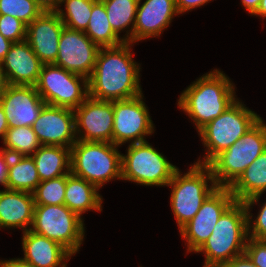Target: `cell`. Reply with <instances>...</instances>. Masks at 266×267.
<instances>
[{
  "mask_svg": "<svg viewBox=\"0 0 266 267\" xmlns=\"http://www.w3.org/2000/svg\"><path fill=\"white\" fill-rule=\"evenodd\" d=\"M235 201L229 187H217L206 198L195 216L179 230L187 253H196L203 246L221 215Z\"/></svg>",
  "mask_w": 266,
  "mask_h": 267,
  "instance_id": "7c38bea8",
  "label": "cell"
},
{
  "mask_svg": "<svg viewBox=\"0 0 266 267\" xmlns=\"http://www.w3.org/2000/svg\"><path fill=\"white\" fill-rule=\"evenodd\" d=\"M64 27L55 11L42 12L27 26L26 41L43 64L56 61L59 38Z\"/></svg>",
  "mask_w": 266,
  "mask_h": 267,
  "instance_id": "e0dca14e",
  "label": "cell"
},
{
  "mask_svg": "<svg viewBox=\"0 0 266 267\" xmlns=\"http://www.w3.org/2000/svg\"><path fill=\"white\" fill-rule=\"evenodd\" d=\"M209 183V184H208ZM171 188V211L180 230L218 187L208 165L193 163L184 174L178 168L167 184Z\"/></svg>",
  "mask_w": 266,
  "mask_h": 267,
  "instance_id": "277c9868",
  "label": "cell"
},
{
  "mask_svg": "<svg viewBox=\"0 0 266 267\" xmlns=\"http://www.w3.org/2000/svg\"><path fill=\"white\" fill-rule=\"evenodd\" d=\"M0 267H35L33 264L22 258H12L9 260H0Z\"/></svg>",
  "mask_w": 266,
  "mask_h": 267,
  "instance_id": "74e56055",
  "label": "cell"
},
{
  "mask_svg": "<svg viewBox=\"0 0 266 267\" xmlns=\"http://www.w3.org/2000/svg\"><path fill=\"white\" fill-rule=\"evenodd\" d=\"M179 15L175 0H139L135 25L133 28V44L148 38L159 37Z\"/></svg>",
  "mask_w": 266,
  "mask_h": 267,
  "instance_id": "ac0fdd59",
  "label": "cell"
},
{
  "mask_svg": "<svg viewBox=\"0 0 266 267\" xmlns=\"http://www.w3.org/2000/svg\"><path fill=\"white\" fill-rule=\"evenodd\" d=\"M235 87L223 71L213 69L182 91L177 106L191 118L198 133L238 99Z\"/></svg>",
  "mask_w": 266,
  "mask_h": 267,
  "instance_id": "7a4b0ae2",
  "label": "cell"
},
{
  "mask_svg": "<svg viewBox=\"0 0 266 267\" xmlns=\"http://www.w3.org/2000/svg\"><path fill=\"white\" fill-rule=\"evenodd\" d=\"M2 142L5 147L0 150L11 156H31L41 146L30 126L9 128Z\"/></svg>",
  "mask_w": 266,
  "mask_h": 267,
  "instance_id": "83f0119b",
  "label": "cell"
},
{
  "mask_svg": "<svg viewBox=\"0 0 266 267\" xmlns=\"http://www.w3.org/2000/svg\"><path fill=\"white\" fill-rule=\"evenodd\" d=\"M244 253L257 267H266V241L248 237Z\"/></svg>",
  "mask_w": 266,
  "mask_h": 267,
  "instance_id": "836d02e7",
  "label": "cell"
},
{
  "mask_svg": "<svg viewBox=\"0 0 266 267\" xmlns=\"http://www.w3.org/2000/svg\"><path fill=\"white\" fill-rule=\"evenodd\" d=\"M8 85H9V83L7 81L5 72L3 70L2 63L0 62V97L6 91Z\"/></svg>",
  "mask_w": 266,
  "mask_h": 267,
  "instance_id": "7bdbcfd3",
  "label": "cell"
},
{
  "mask_svg": "<svg viewBox=\"0 0 266 267\" xmlns=\"http://www.w3.org/2000/svg\"><path fill=\"white\" fill-rule=\"evenodd\" d=\"M27 26L15 17L0 15V34L13 43L26 40Z\"/></svg>",
  "mask_w": 266,
  "mask_h": 267,
  "instance_id": "1f68e13d",
  "label": "cell"
},
{
  "mask_svg": "<svg viewBox=\"0 0 266 267\" xmlns=\"http://www.w3.org/2000/svg\"><path fill=\"white\" fill-rule=\"evenodd\" d=\"M252 16L266 19V0H261L257 11Z\"/></svg>",
  "mask_w": 266,
  "mask_h": 267,
  "instance_id": "ee69618b",
  "label": "cell"
},
{
  "mask_svg": "<svg viewBox=\"0 0 266 267\" xmlns=\"http://www.w3.org/2000/svg\"><path fill=\"white\" fill-rule=\"evenodd\" d=\"M22 250V259L35 267H66L73 256L59 243L31 230L23 232Z\"/></svg>",
  "mask_w": 266,
  "mask_h": 267,
  "instance_id": "ffe728a7",
  "label": "cell"
},
{
  "mask_svg": "<svg viewBox=\"0 0 266 267\" xmlns=\"http://www.w3.org/2000/svg\"><path fill=\"white\" fill-rule=\"evenodd\" d=\"M84 33L99 47H114L124 43L122 37L113 31L101 0L94 2L92 15Z\"/></svg>",
  "mask_w": 266,
  "mask_h": 267,
  "instance_id": "4316f807",
  "label": "cell"
},
{
  "mask_svg": "<svg viewBox=\"0 0 266 267\" xmlns=\"http://www.w3.org/2000/svg\"><path fill=\"white\" fill-rule=\"evenodd\" d=\"M253 216L251 211H247L248 237L266 241V202L262 203L255 219Z\"/></svg>",
  "mask_w": 266,
  "mask_h": 267,
  "instance_id": "d6a6232c",
  "label": "cell"
},
{
  "mask_svg": "<svg viewBox=\"0 0 266 267\" xmlns=\"http://www.w3.org/2000/svg\"><path fill=\"white\" fill-rule=\"evenodd\" d=\"M41 145L71 148L77 141L74 109L45 104L32 125Z\"/></svg>",
  "mask_w": 266,
  "mask_h": 267,
  "instance_id": "9a60e30c",
  "label": "cell"
},
{
  "mask_svg": "<svg viewBox=\"0 0 266 267\" xmlns=\"http://www.w3.org/2000/svg\"><path fill=\"white\" fill-rule=\"evenodd\" d=\"M1 63L10 85L35 86L43 65L26 40L13 43Z\"/></svg>",
  "mask_w": 266,
  "mask_h": 267,
  "instance_id": "d6986e66",
  "label": "cell"
},
{
  "mask_svg": "<svg viewBox=\"0 0 266 267\" xmlns=\"http://www.w3.org/2000/svg\"><path fill=\"white\" fill-rule=\"evenodd\" d=\"M74 114L77 140L112 143L113 101L88 97Z\"/></svg>",
  "mask_w": 266,
  "mask_h": 267,
  "instance_id": "5bb4252c",
  "label": "cell"
},
{
  "mask_svg": "<svg viewBox=\"0 0 266 267\" xmlns=\"http://www.w3.org/2000/svg\"><path fill=\"white\" fill-rule=\"evenodd\" d=\"M234 199L243 202L246 211H251L254 204L266 191V149L245 169L239 178L229 187Z\"/></svg>",
  "mask_w": 266,
  "mask_h": 267,
  "instance_id": "7402d4cb",
  "label": "cell"
},
{
  "mask_svg": "<svg viewBox=\"0 0 266 267\" xmlns=\"http://www.w3.org/2000/svg\"><path fill=\"white\" fill-rule=\"evenodd\" d=\"M66 189V175L44 180L33 192L35 205H63Z\"/></svg>",
  "mask_w": 266,
  "mask_h": 267,
  "instance_id": "f546056e",
  "label": "cell"
},
{
  "mask_svg": "<svg viewBox=\"0 0 266 267\" xmlns=\"http://www.w3.org/2000/svg\"><path fill=\"white\" fill-rule=\"evenodd\" d=\"M42 12L34 0H0V15L15 17L26 26Z\"/></svg>",
  "mask_w": 266,
  "mask_h": 267,
  "instance_id": "4dcf8cb0",
  "label": "cell"
},
{
  "mask_svg": "<svg viewBox=\"0 0 266 267\" xmlns=\"http://www.w3.org/2000/svg\"><path fill=\"white\" fill-rule=\"evenodd\" d=\"M239 98L221 115L204 126L199 132L203 146L206 148L204 158L197 164L208 165L217 155L231 147L261 117L246 107Z\"/></svg>",
  "mask_w": 266,
  "mask_h": 267,
  "instance_id": "8992f818",
  "label": "cell"
},
{
  "mask_svg": "<svg viewBox=\"0 0 266 267\" xmlns=\"http://www.w3.org/2000/svg\"><path fill=\"white\" fill-rule=\"evenodd\" d=\"M143 93L137 97L113 101L112 143L121 146L124 143L146 141L147 135L154 133V124L149 110L143 101Z\"/></svg>",
  "mask_w": 266,
  "mask_h": 267,
  "instance_id": "8fae6325",
  "label": "cell"
},
{
  "mask_svg": "<svg viewBox=\"0 0 266 267\" xmlns=\"http://www.w3.org/2000/svg\"><path fill=\"white\" fill-rule=\"evenodd\" d=\"M10 155L0 150V185L5 188Z\"/></svg>",
  "mask_w": 266,
  "mask_h": 267,
  "instance_id": "8d00e7d4",
  "label": "cell"
},
{
  "mask_svg": "<svg viewBox=\"0 0 266 267\" xmlns=\"http://www.w3.org/2000/svg\"><path fill=\"white\" fill-rule=\"evenodd\" d=\"M35 201L33 193L17 190H0V229H31Z\"/></svg>",
  "mask_w": 266,
  "mask_h": 267,
  "instance_id": "44dd1931",
  "label": "cell"
},
{
  "mask_svg": "<svg viewBox=\"0 0 266 267\" xmlns=\"http://www.w3.org/2000/svg\"><path fill=\"white\" fill-rule=\"evenodd\" d=\"M101 1L105 6L108 21L113 31L120 37V33L126 29L124 31L126 34L122 36V39L124 42L133 43V28L135 25L139 0Z\"/></svg>",
  "mask_w": 266,
  "mask_h": 267,
  "instance_id": "484cf974",
  "label": "cell"
},
{
  "mask_svg": "<svg viewBox=\"0 0 266 267\" xmlns=\"http://www.w3.org/2000/svg\"><path fill=\"white\" fill-rule=\"evenodd\" d=\"M265 149L266 123L261 117L231 147L208 164L217 186L230 187Z\"/></svg>",
  "mask_w": 266,
  "mask_h": 267,
  "instance_id": "52a82bcc",
  "label": "cell"
},
{
  "mask_svg": "<svg viewBox=\"0 0 266 267\" xmlns=\"http://www.w3.org/2000/svg\"><path fill=\"white\" fill-rule=\"evenodd\" d=\"M121 154L122 180L144 186H167L178 169L148 141L128 144Z\"/></svg>",
  "mask_w": 266,
  "mask_h": 267,
  "instance_id": "ba28073f",
  "label": "cell"
},
{
  "mask_svg": "<svg viewBox=\"0 0 266 267\" xmlns=\"http://www.w3.org/2000/svg\"><path fill=\"white\" fill-rule=\"evenodd\" d=\"M9 129L8 122L6 119L5 112L0 105V138L3 140L6 134V131Z\"/></svg>",
  "mask_w": 266,
  "mask_h": 267,
  "instance_id": "b9f144b4",
  "label": "cell"
},
{
  "mask_svg": "<svg viewBox=\"0 0 266 267\" xmlns=\"http://www.w3.org/2000/svg\"><path fill=\"white\" fill-rule=\"evenodd\" d=\"M13 42L9 41L0 34V62H2L9 51Z\"/></svg>",
  "mask_w": 266,
  "mask_h": 267,
  "instance_id": "60d3db41",
  "label": "cell"
},
{
  "mask_svg": "<svg viewBox=\"0 0 266 267\" xmlns=\"http://www.w3.org/2000/svg\"><path fill=\"white\" fill-rule=\"evenodd\" d=\"M37 92L48 105L75 109L89 97L88 79L55 64H43Z\"/></svg>",
  "mask_w": 266,
  "mask_h": 267,
  "instance_id": "30bf717a",
  "label": "cell"
},
{
  "mask_svg": "<svg viewBox=\"0 0 266 267\" xmlns=\"http://www.w3.org/2000/svg\"><path fill=\"white\" fill-rule=\"evenodd\" d=\"M210 1L212 0H175V4L179 15H183V13H188V11L200 8L201 6L209 3Z\"/></svg>",
  "mask_w": 266,
  "mask_h": 267,
  "instance_id": "e575fe53",
  "label": "cell"
},
{
  "mask_svg": "<svg viewBox=\"0 0 266 267\" xmlns=\"http://www.w3.org/2000/svg\"><path fill=\"white\" fill-rule=\"evenodd\" d=\"M43 12L56 11L59 8L60 0H34Z\"/></svg>",
  "mask_w": 266,
  "mask_h": 267,
  "instance_id": "f35d334b",
  "label": "cell"
},
{
  "mask_svg": "<svg viewBox=\"0 0 266 267\" xmlns=\"http://www.w3.org/2000/svg\"><path fill=\"white\" fill-rule=\"evenodd\" d=\"M46 103L33 85H8L0 97L9 128L32 127Z\"/></svg>",
  "mask_w": 266,
  "mask_h": 267,
  "instance_id": "2e32d148",
  "label": "cell"
},
{
  "mask_svg": "<svg viewBox=\"0 0 266 267\" xmlns=\"http://www.w3.org/2000/svg\"><path fill=\"white\" fill-rule=\"evenodd\" d=\"M120 146L109 142L77 140L71 147L70 172L99 189L105 183L122 180Z\"/></svg>",
  "mask_w": 266,
  "mask_h": 267,
  "instance_id": "5b68a950",
  "label": "cell"
},
{
  "mask_svg": "<svg viewBox=\"0 0 266 267\" xmlns=\"http://www.w3.org/2000/svg\"><path fill=\"white\" fill-rule=\"evenodd\" d=\"M99 191L94 184L70 172L66 175L64 205L81 218L87 211L102 212L103 196Z\"/></svg>",
  "mask_w": 266,
  "mask_h": 267,
  "instance_id": "603a6c76",
  "label": "cell"
},
{
  "mask_svg": "<svg viewBox=\"0 0 266 267\" xmlns=\"http://www.w3.org/2000/svg\"><path fill=\"white\" fill-rule=\"evenodd\" d=\"M131 42L114 47H100L95 67L88 79L89 97L101 101H118L143 93L141 65L134 61Z\"/></svg>",
  "mask_w": 266,
  "mask_h": 267,
  "instance_id": "6da1fadb",
  "label": "cell"
},
{
  "mask_svg": "<svg viewBox=\"0 0 266 267\" xmlns=\"http://www.w3.org/2000/svg\"><path fill=\"white\" fill-rule=\"evenodd\" d=\"M96 0H60L59 8L55 11L64 26L85 32L92 15V7ZM64 4V5H63ZM64 6V10L61 6Z\"/></svg>",
  "mask_w": 266,
  "mask_h": 267,
  "instance_id": "f1b7e54d",
  "label": "cell"
},
{
  "mask_svg": "<svg viewBox=\"0 0 266 267\" xmlns=\"http://www.w3.org/2000/svg\"><path fill=\"white\" fill-rule=\"evenodd\" d=\"M247 211L235 201L219 218L212 234L196 252L205 255L203 267H221L244 253L248 239Z\"/></svg>",
  "mask_w": 266,
  "mask_h": 267,
  "instance_id": "3957f363",
  "label": "cell"
},
{
  "mask_svg": "<svg viewBox=\"0 0 266 267\" xmlns=\"http://www.w3.org/2000/svg\"><path fill=\"white\" fill-rule=\"evenodd\" d=\"M100 47L83 31L64 27L59 38L55 65L89 79L93 73Z\"/></svg>",
  "mask_w": 266,
  "mask_h": 267,
  "instance_id": "4fadbf2b",
  "label": "cell"
},
{
  "mask_svg": "<svg viewBox=\"0 0 266 267\" xmlns=\"http://www.w3.org/2000/svg\"><path fill=\"white\" fill-rule=\"evenodd\" d=\"M221 267H257L249 257L243 253L232 258L229 262L223 264Z\"/></svg>",
  "mask_w": 266,
  "mask_h": 267,
  "instance_id": "d590c367",
  "label": "cell"
},
{
  "mask_svg": "<svg viewBox=\"0 0 266 267\" xmlns=\"http://www.w3.org/2000/svg\"><path fill=\"white\" fill-rule=\"evenodd\" d=\"M31 156L40 181L70 173L71 148L41 145Z\"/></svg>",
  "mask_w": 266,
  "mask_h": 267,
  "instance_id": "cb8c5ba5",
  "label": "cell"
},
{
  "mask_svg": "<svg viewBox=\"0 0 266 267\" xmlns=\"http://www.w3.org/2000/svg\"><path fill=\"white\" fill-rule=\"evenodd\" d=\"M84 225V220L64 204L35 205L30 230L59 243L75 255L85 237Z\"/></svg>",
  "mask_w": 266,
  "mask_h": 267,
  "instance_id": "9c48e42d",
  "label": "cell"
},
{
  "mask_svg": "<svg viewBox=\"0 0 266 267\" xmlns=\"http://www.w3.org/2000/svg\"><path fill=\"white\" fill-rule=\"evenodd\" d=\"M261 0H241L242 7L252 16L258 9Z\"/></svg>",
  "mask_w": 266,
  "mask_h": 267,
  "instance_id": "ab89813d",
  "label": "cell"
},
{
  "mask_svg": "<svg viewBox=\"0 0 266 267\" xmlns=\"http://www.w3.org/2000/svg\"><path fill=\"white\" fill-rule=\"evenodd\" d=\"M32 156H11L5 189L33 193L40 183Z\"/></svg>",
  "mask_w": 266,
  "mask_h": 267,
  "instance_id": "d4e9b609",
  "label": "cell"
}]
</instances>
